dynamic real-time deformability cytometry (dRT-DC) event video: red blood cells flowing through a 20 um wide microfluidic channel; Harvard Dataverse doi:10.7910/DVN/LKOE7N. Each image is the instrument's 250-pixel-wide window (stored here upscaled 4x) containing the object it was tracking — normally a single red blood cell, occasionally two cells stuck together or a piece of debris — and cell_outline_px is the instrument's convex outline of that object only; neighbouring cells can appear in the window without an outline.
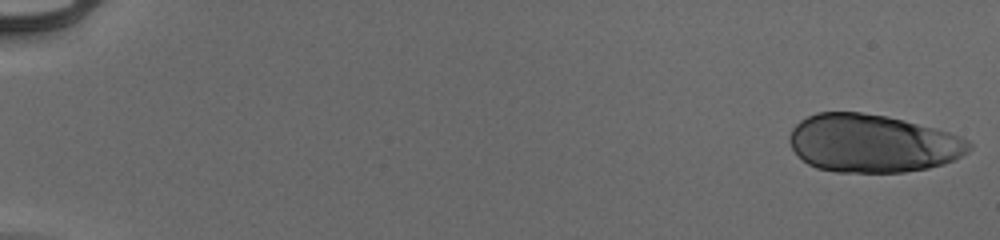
{"species": "human", "species_latin": "Homo sapiens", "temperature_condition": "cold", "stored_images_in_passage": 53, "camera_frame_rate_fps": 3000, "um_per_image_px": 0.085, "donor": {"sex": "male"}, "frame": {"image": 1, "passage_image": 1, "time_ms": 0.0, "image_size_px": [1000, 240], "cell_outline_px": [[972, 148], [960, 156], [944, 164], [928, 168], [904, 172], [836, 172], [816, 168], [808, 164], [792, 148], [788, 140], [788, 136], [792, 128], [800, 120], [816, 112], [860, 112], [888, 116], [904, 120], [948, 132], [968, 140], [972, 144]], "centroid_in_image_um": [74.13, 12.18], "position_along_channel_um": 10.9, "area_um2": 60.69}}
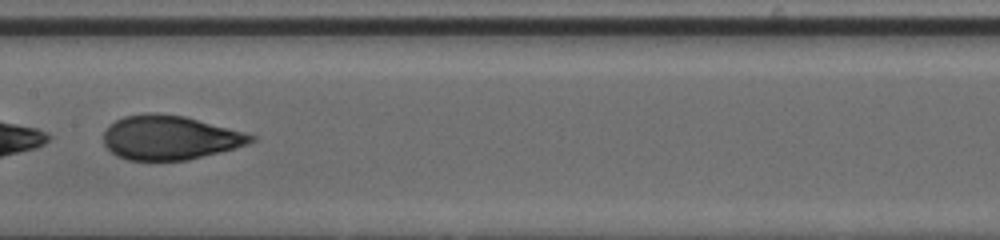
{"frame": {"image": 2, "passage_image": 30, "time_ms": 9.667, "image_size_px": [1000, 240], "cell_outline_px": [[256, 140], [248, 144], [188, 160], [128, 160], [116, 156], [104, 144], [104, 132], [108, 124], [124, 116], [144, 112], [156, 112], [184, 116], [244, 132], [256, 136]], "centroid_in_image_um": [14.4, 11.68], "position_along_channel_um": 193.0, "area_um2": 37.97}}
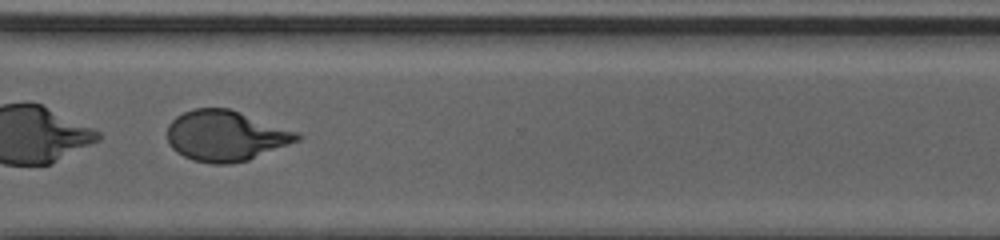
{"frame": {"image": 3, "passage_image": 42, "time_ms": 13.667, "image_size_px": [1000, 240], "cell_outline_px": [[304, 136], [300, 140], [248, 160], [228, 164], [212, 164], [192, 160], [176, 152], [168, 144], [168, 124], [176, 116], [192, 108], [228, 108], [300, 132]], "centroid_in_image_um": [19.19, 11.54], "position_along_channel_um": 351.4, "area_um2": 38.44}}